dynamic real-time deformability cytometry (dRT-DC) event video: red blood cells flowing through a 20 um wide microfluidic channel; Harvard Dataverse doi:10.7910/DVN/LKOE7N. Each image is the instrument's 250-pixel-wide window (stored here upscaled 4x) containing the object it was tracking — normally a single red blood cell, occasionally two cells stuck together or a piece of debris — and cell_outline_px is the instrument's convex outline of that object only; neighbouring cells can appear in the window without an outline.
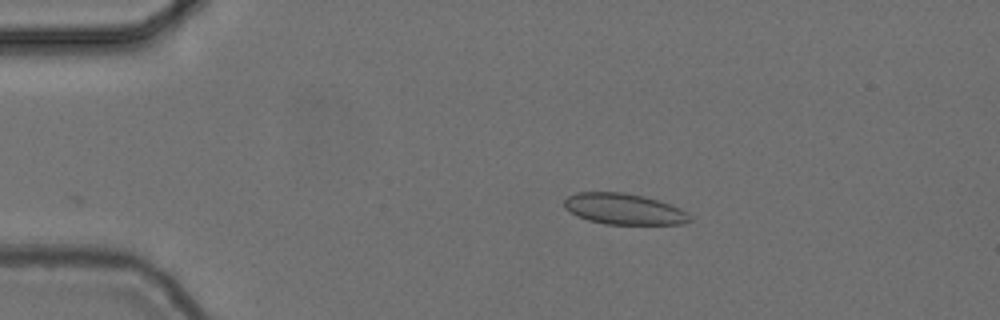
{"species": "common noctule bat (a hibernating species)", "species_latin": "Nyctalus noctula", "temperature_condition": "cold", "stored_images_in_passage": 45, "camera_frame_rate_fps": 3000, "um_per_image_px": 0.085, "animal": {"sex": "female", "body_mass_g": 24.6, "forearm_length_mm": 56.2}, "frame": {"image": 1, "passage_image": 1, "time_ms": 0.0, "image_size_px": [1000, 320], "cell_outline_px": [[692, 220], [684, 224], [604, 224], [588, 220], [576, 216], [564, 208], [564, 200], [568, 196], [576, 192], [620, 192], [644, 196], [680, 208], [692, 216]], "centroid_in_image_um": [53.01, 17.77], "position_along_channel_um": 32.0, "area_um2": 22.72}}
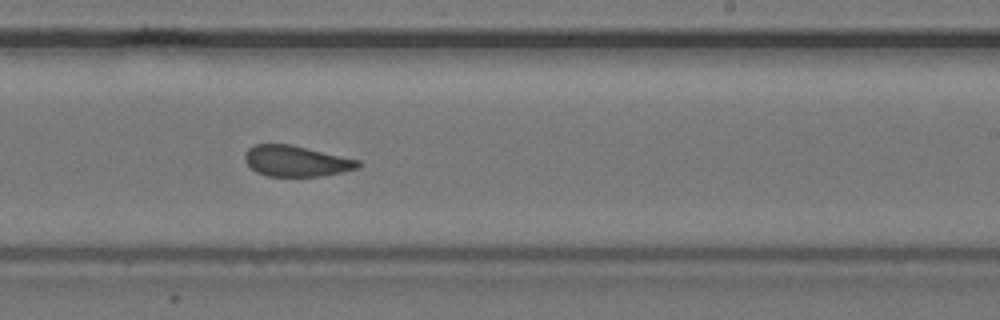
{"frame": {"image": 2, "passage_image": 24, "time_ms": 7.667, "image_size_px": [1000, 320], "cell_outline_px": [[360, 168], [324, 176], [268, 176], [256, 172], [244, 160], [244, 156], [248, 148], [256, 144], [292, 144], [360, 160]], "centroid_in_image_um": [25.19, 13.69], "position_along_channel_um": 263.8, "area_um2": 20.46}}
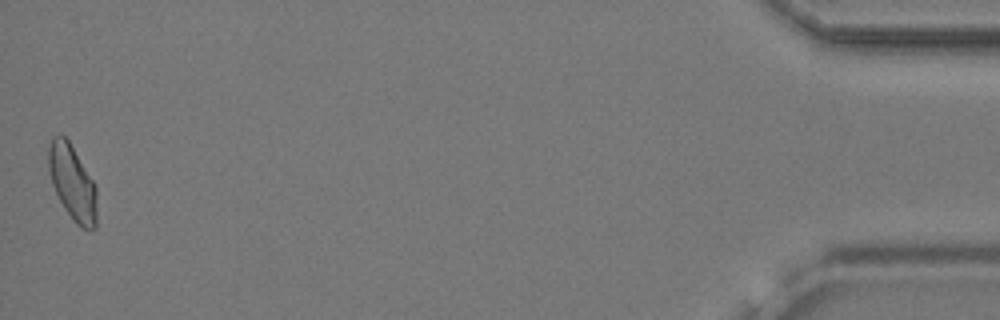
{"frame": {"image": 3, "passage_image": 45, "time_ms": 14.667, "image_size_px": [1000, 320], "cell_outline_px": [[96, 228], [80, 228], [72, 220], [64, 208], [52, 184], [48, 168], [48, 148], [52, 136], [60, 132], [68, 140], [92, 180], [96, 188]], "centroid_in_image_um": [6.13, 15.51], "position_along_channel_um": 429.1, "area_um2": 20.98}, "authors_computed_cell_mechanics": {"area_um2": 21.0392, "velocity_mm_per_s": 3.7059, "shape_relaxation_time_tau1_ms": 9.4265, "shape_relaxation_time_tau2_ms": 1.1931, "deformation_change_tau1": 0.141, "deformation_change_tau2": 0.0688}}